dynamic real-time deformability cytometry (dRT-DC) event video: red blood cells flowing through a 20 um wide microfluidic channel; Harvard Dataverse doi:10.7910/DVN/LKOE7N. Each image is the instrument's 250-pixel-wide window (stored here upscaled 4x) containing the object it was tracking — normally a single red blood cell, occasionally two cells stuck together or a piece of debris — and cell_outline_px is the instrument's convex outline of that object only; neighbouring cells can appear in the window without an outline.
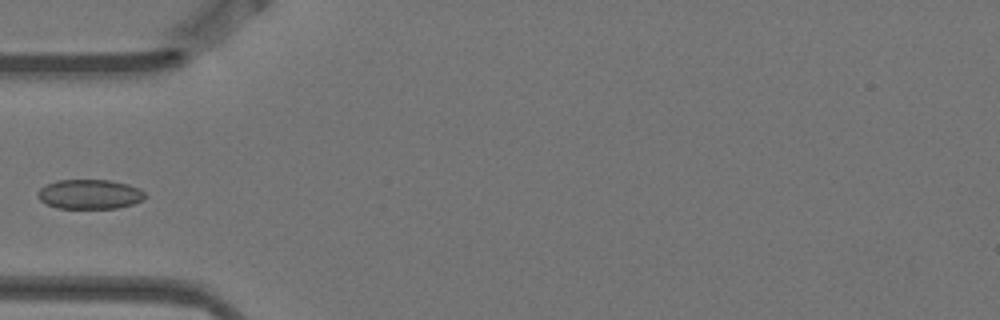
{"species": "Egyptian fruit bat (a non-hibernating species)", "species_latin": "Rousettus aegyptiacus", "temperature_condition": "warm", "stored_images_in_passage": 14, "camera_frame_rate_fps": 3000, "um_per_image_px": 0.085, "animal": {"sex": "female"}, "frame": {"image": 1, "passage_image": 4, "time_ms": 1.0, "image_size_px": [1000, 320], "cell_outline_px": [[148, 196], [144, 200], [132, 204], [116, 208], [56, 208], [40, 200], [36, 196], [36, 192], [44, 184], [56, 180], [112, 180], [128, 184], [140, 188]], "centroid_in_image_um": [7.62, 16.5], "position_along_channel_um": 77.4, "area_um2": 18.79}}
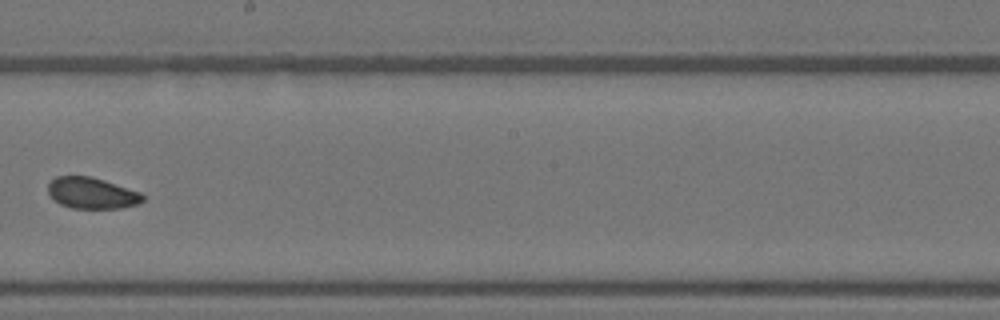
{"frame": {"image": 2, "passage_image": 8, "time_ms": 2.333, "image_size_px": [1000, 320], "cell_outline_px": [[144, 200], [140, 204], [120, 208], [72, 208], [60, 204], [48, 192], [48, 184], [56, 176], [92, 176], [140, 192], [144, 196]], "centroid_in_image_um": [7.83, 16.41], "position_along_channel_um": 240.4, "area_um2": 17.17}}
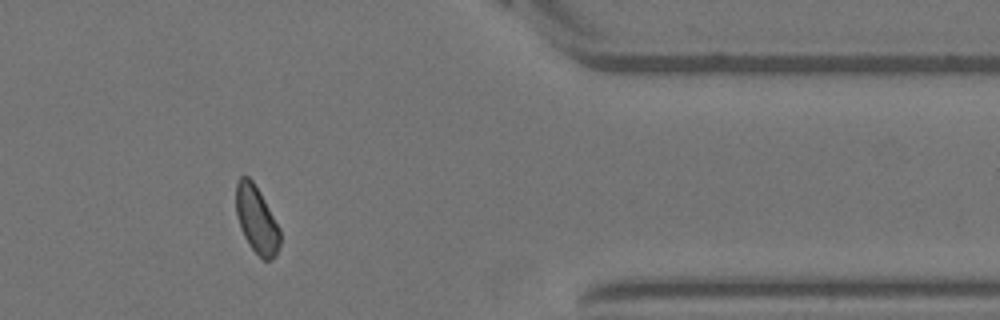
{"frame": {"image": 3, "passage_image": 12, "time_ms": 3.667, "image_size_px": [1000, 320], "cell_outline_px": [[280, 244], [276, 256], [272, 260], [264, 260], [248, 244], [240, 228], [236, 216], [236, 184], [240, 176], [248, 176], [252, 180], [260, 192], [280, 228]], "centroid_in_image_um": [21.81, 18.68], "position_along_channel_um": 389.6, "area_um2": 17.28}}